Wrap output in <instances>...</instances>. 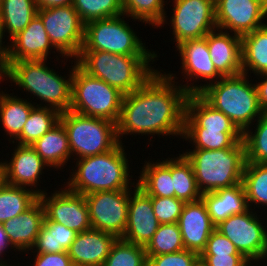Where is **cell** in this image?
Masks as SVG:
<instances>
[{
  "mask_svg": "<svg viewBox=\"0 0 267 266\" xmlns=\"http://www.w3.org/2000/svg\"><path fill=\"white\" fill-rule=\"evenodd\" d=\"M201 198L215 226L231 215L241 214L249 209L242 183L203 193Z\"/></svg>",
  "mask_w": 267,
  "mask_h": 266,
  "instance_id": "obj_25",
  "label": "cell"
},
{
  "mask_svg": "<svg viewBox=\"0 0 267 266\" xmlns=\"http://www.w3.org/2000/svg\"><path fill=\"white\" fill-rule=\"evenodd\" d=\"M11 264L9 263L8 264V262H6V263H4V264H0V266H10ZM11 266H14V265H11Z\"/></svg>",
  "mask_w": 267,
  "mask_h": 266,
  "instance_id": "obj_52",
  "label": "cell"
},
{
  "mask_svg": "<svg viewBox=\"0 0 267 266\" xmlns=\"http://www.w3.org/2000/svg\"><path fill=\"white\" fill-rule=\"evenodd\" d=\"M183 128L241 132L223 112L213 108L198 93L187 97Z\"/></svg>",
  "mask_w": 267,
  "mask_h": 266,
  "instance_id": "obj_24",
  "label": "cell"
},
{
  "mask_svg": "<svg viewBox=\"0 0 267 266\" xmlns=\"http://www.w3.org/2000/svg\"><path fill=\"white\" fill-rule=\"evenodd\" d=\"M133 190H130L127 226L121 238L146 246L160 223L154 214L151 196L147 195L137 184L134 185Z\"/></svg>",
  "mask_w": 267,
  "mask_h": 266,
  "instance_id": "obj_18",
  "label": "cell"
},
{
  "mask_svg": "<svg viewBox=\"0 0 267 266\" xmlns=\"http://www.w3.org/2000/svg\"><path fill=\"white\" fill-rule=\"evenodd\" d=\"M35 0H0V20L10 39L23 31L37 16Z\"/></svg>",
  "mask_w": 267,
  "mask_h": 266,
  "instance_id": "obj_31",
  "label": "cell"
},
{
  "mask_svg": "<svg viewBox=\"0 0 267 266\" xmlns=\"http://www.w3.org/2000/svg\"><path fill=\"white\" fill-rule=\"evenodd\" d=\"M151 202L160 224L178 223L184 201L176 197H151Z\"/></svg>",
  "mask_w": 267,
  "mask_h": 266,
  "instance_id": "obj_42",
  "label": "cell"
},
{
  "mask_svg": "<svg viewBox=\"0 0 267 266\" xmlns=\"http://www.w3.org/2000/svg\"><path fill=\"white\" fill-rule=\"evenodd\" d=\"M249 208L241 214H234L221 221L216 230L227 237L249 261H263L267 250V226H263L257 213ZM256 214V215H255Z\"/></svg>",
  "mask_w": 267,
  "mask_h": 266,
  "instance_id": "obj_11",
  "label": "cell"
},
{
  "mask_svg": "<svg viewBox=\"0 0 267 266\" xmlns=\"http://www.w3.org/2000/svg\"><path fill=\"white\" fill-rule=\"evenodd\" d=\"M45 211L38 199L30 208L19 216L2 223L10 245L14 251L29 252L43 226Z\"/></svg>",
  "mask_w": 267,
  "mask_h": 266,
  "instance_id": "obj_23",
  "label": "cell"
},
{
  "mask_svg": "<svg viewBox=\"0 0 267 266\" xmlns=\"http://www.w3.org/2000/svg\"><path fill=\"white\" fill-rule=\"evenodd\" d=\"M242 185L249 208L252 207L253 203L254 209L261 205L267 206V164L246 162Z\"/></svg>",
  "mask_w": 267,
  "mask_h": 266,
  "instance_id": "obj_36",
  "label": "cell"
},
{
  "mask_svg": "<svg viewBox=\"0 0 267 266\" xmlns=\"http://www.w3.org/2000/svg\"><path fill=\"white\" fill-rule=\"evenodd\" d=\"M266 258H267V250H266V253H265V256H264V259L266 261Z\"/></svg>",
  "mask_w": 267,
  "mask_h": 266,
  "instance_id": "obj_53",
  "label": "cell"
},
{
  "mask_svg": "<svg viewBox=\"0 0 267 266\" xmlns=\"http://www.w3.org/2000/svg\"><path fill=\"white\" fill-rule=\"evenodd\" d=\"M5 36V30L0 20V82L8 76L11 66L10 44L3 45L5 43V41L3 42Z\"/></svg>",
  "mask_w": 267,
  "mask_h": 266,
  "instance_id": "obj_47",
  "label": "cell"
},
{
  "mask_svg": "<svg viewBox=\"0 0 267 266\" xmlns=\"http://www.w3.org/2000/svg\"><path fill=\"white\" fill-rule=\"evenodd\" d=\"M262 76V77H261ZM257 78H263L260 82H256V89L258 92L259 104L263 112H267V73L256 76Z\"/></svg>",
  "mask_w": 267,
  "mask_h": 266,
  "instance_id": "obj_48",
  "label": "cell"
},
{
  "mask_svg": "<svg viewBox=\"0 0 267 266\" xmlns=\"http://www.w3.org/2000/svg\"><path fill=\"white\" fill-rule=\"evenodd\" d=\"M1 92L0 123L6 132V135H9V141L13 140L12 142H14V140L21 134L24 124L26 123L31 110L35 107V104L27 101V99L14 96L13 94L10 96L3 91Z\"/></svg>",
  "mask_w": 267,
  "mask_h": 266,
  "instance_id": "obj_29",
  "label": "cell"
},
{
  "mask_svg": "<svg viewBox=\"0 0 267 266\" xmlns=\"http://www.w3.org/2000/svg\"><path fill=\"white\" fill-rule=\"evenodd\" d=\"M191 162L200 192H213L242 183L246 163L244 141L221 150L193 149L183 152Z\"/></svg>",
  "mask_w": 267,
  "mask_h": 266,
  "instance_id": "obj_6",
  "label": "cell"
},
{
  "mask_svg": "<svg viewBox=\"0 0 267 266\" xmlns=\"http://www.w3.org/2000/svg\"><path fill=\"white\" fill-rule=\"evenodd\" d=\"M266 17L267 0H215L217 29L242 36L265 25Z\"/></svg>",
  "mask_w": 267,
  "mask_h": 266,
  "instance_id": "obj_14",
  "label": "cell"
},
{
  "mask_svg": "<svg viewBox=\"0 0 267 266\" xmlns=\"http://www.w3.org/2000/svg\"><path fill=\"white\" fill-rule=\"evenodd\" d=\"M145 246L117 238L103 266H147Z\"/></svg>",
  "mask_w": 267,
  "mask_h": 266,
  "instance_id": "obj_39",
  "label": "cell"
},
{
  "mask_svg": "<svg viewBox=\"0 0 267 266\" xmlns=\"http://www.w3.org/2000/svg\"><path fill=\"white\" fill-rule=\"evenodd\" d=\"M38 9H48L52 7L68 6L73 4V0H35Z\"/></svg>",
  "mask_w": 267,
  "mask_h": 266,
  "instance_id": "obj_49",
  "label": "cell"
},
{
  "mask_svg": "<svg viewBox=\"0 0 267 266\" xmlns=\"http://www.w3.org/2000/svg\"><path fill=\"white\" fill-rule=\"evenodd\" d=\"M46 63L47 59L11 62L6 78L11 81L10 83L13 82L24 91L30 92L31 96L32 94L34 97L37 96L36 99L46 104L44 107L55 109L60 113L67 112L72 101L74 66H71L67 78L59 76L58 72L50 69Z\"/></svg>",
  "mask_w": 267,
  "mask_h": 266,
  "instance_id": "obj_5",
  "label": "cell"
},
{
  "mask_svg": "<svg viewBox=\"0 0 267 266\" xmlns=\"http://www.w3.org/2000/svg\"><path fill=\"white\" fill-rule=\"evenodd\" d=\"M204 266H244L249 260L243 255H199Z\"/></svg>",
  "mask_w": 267,
  "mask_h": 266,
  "instance_id": "obj_45",
  "label": "cell"
},
{
  "mask_svg": "<svg viewBox=\"0 0 267 266\" xmlns=\"http://www.w3.org/2000/svg\"><path fill=\"white\" fill-rule=\"evenodd\" d=\"M256 123L254 132L247 129L243 133L246 162L267 164V112H263Z\"/></svg>",
  "mask_w": 267,
  "mask_h": 266,
  "instance_id": "obj_41",
  "label": "cell"
},
{
  "mask_svg": "<svg viewBox=\"0 0 267 266\" xmlns=\"http://www.w3.org/2000/svg\"><path fill=\"white\" fill-rule=\"evenodd\" d=\"M32 266H73L67 252L36 254Z\"/></svg>",
  "mask_w": 267,
  "mask_h": 266,
  "instance_id": "obj_46",
  "label": "cell"
},
{
  "mask_svg": "<svg viewBox=\"0 0 267 266\" xmlns=\"http://www.w3.org/2000/svg\"><path fill=\"white\" fill-rule=\"evenodd\" d=\"M126 16V17H124ZM128 16L94 20L85 24L81 51H106L128 56H155L124 20ZM144 44V45H143Z\"/></svg>",
  "mask_w": 267,
  "mask_h": 266,
  "instance_id": "obj_9",
  "label": "cell"
},
{
  "mask_svg": "<svg viewBox=\"0 0 267 266\" xmlns=\"http://www.w3.org/2000/svg\"><path fill=\"white\" fill-rule=\"evenodd\" d=\"M169 159V160H168ZM137 186L151 197H175L171 176V158L145 162L138 176Z\"/></svg>",
  "mask_w": 267,
  "mask_h": 266,
  "instance_id": "obj_27",
  "label": "cell"
},
{
  "mask_svg": "<svg viewBox=\"0 0 267 266\" xmlns=\"http://www.w3.org/2000/svg\"><path fill=\"white\" fill-rule=\"evenodd\" d=\"M176 47L181 56V74L183 73L182 76L185 75V78L183 79H186V81L188 79L186 84L180 85L189 94L199 93L206 85L217 82L222 78L211 60L207 40L205 37L183 41ZM198 79H201L202 82L203 80L206 81L207 84L194 85ZM208 80L209 83L207 82ZM189 81L195 82L188 83Z\"/></svg>",
  "mask_w": 267,
  "mask_h": 266,
  "instance_id": "obj_16",
  "label": "cell"
},
{
  "mask_svg": "<svg viewBox=\"0 0 267 266\" xmlns=\"http://www.w3.org/2000/svg\"><path fill=\"white\" fill-rule=\"evenodd\" d=\"M39 195L34 190L13 186L0 179V223H4L30 208Z\"/></svg>",
  "mask_w": 267,
  "mask_h": 266,
  "instance_id": "obj_32",
  "label": "cell"
},
{
  "mask_svg": "<svg viewBox=\"0 0 267 266\" xmlns=\"http://www.w3.org/2000/svg\"><path fill=\"white\" fill-rule=\"evenodd\" d=\"M184 249L178 223L160 224L152 239L145 246L147 256L170 254Z\"/></svg>",
  "mask_w": 267,
  "mask_h": 266,
  "instance_id": "obj_38",
  "label": "cell"
},
{
  "mask_svg": "<svg viewBox=\"0 0 267 266\" xmlns=\"http://www.w3.org/2000/svg\"><path fill=\"white\" fill-rule=\"evenodd\" d=\"M196 266H204L201 262H199Z\"/></svg>",
  "mask_w": 267,
  "mask_h": 266,
  "instance_id": "obj_54",
  "label": "cell"
},
{
  "mask_svg": "<svg viewBox=\"0 0 267 266\" xmlns=\"http://www.w3.org/2000/svg\"><path fill=\"white\" fill-rule=\"evenodd\" d=\"M170 18L176 46L190 39L205 37L217 28L215 0H173Z\"/></svg>",
  "mask_w": 267,
  "mask_h": 266,
  "instance_id": "obj_12",
  "label": "cell"
},
{
  "mask_svg": "<svg viewBox=\"0 0 267 266\" xmlns=\"http://www.w3.org/2000/svg\"><path fill=\"white\" fill-rule=\"evenodd\" d=\"M164 0H122L123 12L138 22L151 24L155 28L167 24Z\"/></svg>",
  "mask_w": 267,
  "mask_h": 266,
  "instance_id": "obj_37",
  "label": "cell"
},
{
  "mask_svg": "<svg viewBox=\"0 0 267 266\" xmlns=\"http://www.w3.org/2000/svg\"><path fill=\"white\" fill-rule=\"evenodd\" d=\"M147 266H196L200 262L199 254L184 249L179 252L147 256Z\"/></svg>",
  "mask_w": 267,
  "mask_h": 266,
  "instance_id": "obj_43",
  "label": "cell"
},
{
  "mask_svg": "<svg viewBox=\"0 0 267 266\" xmlns=\"http://www.w3.org/2000/svg\"><path fill=\"white\" fill-rule=\"evenodd\" d=\"M245 73L222 77L206 85L198 94L213 108L223 112L244 133L263 114L256 85ZM250 82V83H249Z\"/></svg>",
  "mask_w": 267,
  "mask_h": 266,
  "instance_id": "obj_4",
  "label": "cell"
},
{
  "mask_svg": "<svg viewBox=\"0 0 267 266\" xmlns=\"http://www.w3.org/2000/svg\"><path fill=\"white\" fill-rule=\"evenodd\" d=\"M84 197L92 228L121 238L128 221L130 190L97 191Z\"/></svg>",
  "mask_w": 267,
  "mask_h": 266,
  "instance_id": "obj_13",
  "label": "cell"
},
{
  "mask_svg": "<svg viewBox=\"0 0 267 266\" xmlns=\"http://www.w3.org/2000/svg\"><path fill=\"white\" fill-rule=\"evenodd\" d=\"M117 237L91 228L77 233L67 250L73 266H103Z\"/></svg>",
  "mask_w": 267,
  "mask_h": 266,
  "instance_id": "obj_20",
  "label": "cell"
},
{
  "mask_svg": "<svg viewBox=\"0 0 267 266\" xmlns=\"http://www.w3.org/2000/svg\"><path fill=\"white\" fill-rule=\"evenodd\" d=\"M123 144L119 142L105 153L76 160L77 168L70 172V179L64 186L71 192L83 195L97 191L132 189L136 182L132 183L129 160Z\"/></svg>",
  "mask_w": 267,
  "mask_h": 266,
  "instance_id": "obj_2",
  "label": "cell"
},
{
  "mask_svg": "<svg viewBox=\"0 0 267 266\" xmlns=\"http://www.w3.org/2000/svg\"><path fill=\"white\" fill-rule=\"evenodd\" d=\"M242 73H267V23L241 36Z\"/></svg>",
  "mask_w": 267,
  "mask_h": 266,
  "instance_id": "obj_28",
  "label": "cell"
},
{
  "mask_svg": "<svg viewBox=\"0 0 267 266\" xmlns=\"http://www.w3.org/2000/svg\"><path fill=\"white\" fill-rule=\"evenodd\" d=\"M77 233L67 226L48 220L43 221L36 241L30 251L36 254L67 252ZM35 250V251H34Z\"/></svg>",
  "mask_w": 267,
  "mask_h": 266,
  "instance_id": "obj_30",
  "label": "cell"
},
{
  "mask_svg": "<svg viewBox=\"0 0 267 266\" xmlns=\"http://www.w3.org/2000/svg\"><path fill=\"white\" fill-rule=\"evenodd\" d=\"M171 176L177 199L184 202L201 199L202 193L198 189L193 166L183 153L171 158Z\"/></svg>",
  "mask_w": 267,
  "mask_h": 266,
  "instance_id": "obj_34",
  "label": "cell"
},
{
  "mask_svg": "<svg viewBox=\"0 0 267 266\" xmlns=\"http://www.w3.org/2000/svg\"><path fill=\"white\" fill-rule=\"evenodd\" d=\"M178 225L184 248L199 255L205 249L210 234L216 229L202 198L193 202H185Z\"/></svg>",
  "mask_w": 267,
  "mask_h": 266,
  "instance_id": "obj_19",
  "label": "cell"
},
{
  "mask_svg": "<svg viewBox=\"0 0 267 266\" xmlns=\"http://www.w3.org/2000/svg\"><path fill=\"white\" fill-rule=\"evenodd\" d=\"M42 160L49 166L63 169L71 159L68 135L61 122L31 145Z\"/></svg>",
  "mask_w": 267,
  "mask_h": 266,
  "instance_id": "obj_26",
  "label": "cell"
},
{
  "mask_svg": "<svg viewBox=\"0 0 267 266\" xmlns=\"http://www.w3.org/2000/svg\"><path fill=\"white\" fill-rule=\"evenodd\" d=\"M251 264H253V261H252V263H251V261H248L244 266H254V265H251Z\"/></svg>",
  "mask_w": 267,
  "mask_h": 266,
  "instance_id": "obj_51",
  "label": "cell"
},
{
  "mask_svg": "<svg viewBox=\"0 0 267 266\" xmlns=\"http://www.w3.org/2000/svg\"><path fill=\"white\" fill-rule=\"evenodd\" d=\"M37 15L60 57L77 59L83 46L85 24L73 5L38 9Z\"/></svg>",
  "mask_w": 267,
  "mask_h": 266,
  "instance_id": "obj_10",
  "label": "cell"
},
{
  "mask_svg": "<svg viewBox=\"0 0 267 266\" xmlns=\"http://www.w3.org/2000/svg\"><path fill=\"white\" fill-rule=\"evenodd\" d=\"M13 156L9 161L0 162L1 179L10 185L18 187H36V194L41 195L45 190L37 188L43 170L49 166L36 153L30 145L16 144ZM38 189V190H37Z\"/></svg>",
  "mask_w": 267,
  "mask_h": 266,
  "instance_id": "obj_17",
  "label": "cell"
},
{
  "mask_svg": "<svg viewBox=\"0 0 267 266\" xmlns=\"http://www.w3.org/2000/svg\"><path fill=\"white\" fill-rule=\"evenodd\" d=\"M192 142L194 149L221 150L233 147L243 141L242 132H221V130H206L205 128H183L182 137Z\"/></svg>",
  "mask_w": 267,
  "mask_h": 266,
  "instance_id": "obj_35",
  "label": "cell"
},
{
  "mask_svg": "<svg viewBox=\"0 0 267 266\" xmlns=\"http://www.w3.org/2000/svg\"><path fill=\"white\" fill-rule=\"evenodd\" d=\"M9 40L11 41V62L47 59L51 49H55L47 35L43 21L38 15L30 21L23 31Z\"/></svg>",
  "mask_w": 267,
  "mask_h": 266,
  "instance_id": "obj_22",
  "label": "cell"
},
{
  "mask_svg": "<svg viewBox=\"0 0 267 266\" xmlns=\"http://www.w3.org/2000/svg\"><path fill=\"white\" fill-rule=\"evenodd\" d=\"M9 248L13 249V247L10 245L7 234L5 233L2 224L0 223V256L2 257V255H4L3 253ZM1 257H0V264L6 263V261H3L5 259Z\"/></svg>",
  "mask_w": 267,
  "mask_h": 266,
  "instance_id": "obj_50",
  "label": "cell"
},
{
  "mask_svg": "<svg viewBox=\"0 0 267 266\" xmlns=\"http://www.w3.org/2000/svg\"><path fill=\"white\" fill-rule=\"evenodd\" d=\"M61 113L37 104L31 110L21 134L15 139L19 145H33L40 137L60 122ZM18 141V142H17Z\"/></svg>",
  "mask_w": 267,
  "mask_h": 266,
  "instance_id": "obj_33",
  "label": "cell"
},
{
  "mask_svg": "<svg viewBox=\"0 0 267 266\" xmlns=\"http://www.w3.org/2000/svg\"><path fill=\"white\" fill-rule=\"evenodd\" d=\"M205 38L211 60L222 77L242 73L241 36L216 28Z\"/></svg>",
  "mask_w": 267,
  "mask_h": 266,
  "instance_id": "obj_21",
  "label": "cell"
},
{
  "mask_svg": "<svg viewBox=\"0 0 267 266\" xmlns=\"http://www.w3.org/2000/svg\"><path fill=\"white\" fill-rule=\"evenodd\" d=\"M64 188L59 191L56 189L52 195H47V192L39 195L45 217L50 221L67 226L76 233L91 229L89 209L84 195Z\"/></svg>",
  "mask_w": 267,
  "mask_h": 266,
  "instance_id": "obj_15",
  "label": "cell"
},
{
  "mask_svg": "<svg viewBox=\"0 0 267 266\" xmlns=\"http://www.w3.org/2000/svg\"><path fill=\"white\" fill-rule=\"evenodd\" d=\"M71 111L118 122L124 94L84 72L74 59Z\"/></svg>",
  "mask_w": 267,
  "mask_h": 266,
  "instance_id": "obj_7",
  "label": "cell"
},
{
  "mask_svg": "<svg viewBox=\"0 0 267 266\" xmlns=\"http://www.w3.org/2000/svg\"><path fill=\"white\" fill-rule=\"evenodd\" d=\"M72 5L84 24L124 14L122 0H73Z\"/></svg>",
  "mask_w": 267,
  "mask_h": 266,
  "instance_id": "obj_40",
  "label": "cell"
},
{
  "mask_svg": "<svg viewBox=\"0 0 267 266\" xmlns=\"http://www.w3.org/2000/svg\"><path fill=\"white\" fill-rule=\"evenodd\" d=\"M200 255H242L234 244L216 229L210 234Z\"/></svg>",
  "mask_w": 267,
  "mask_h": 266,
  "instance_id": "obj_44",
  "label": "cell"
},
{
  "mask_svg": "<svg viewBox=\"0 0 267 266\" xmlns=\"http://www.w3.org/2000/svg\"><path fill=\"white\" fill-rule=\"evenodd\" d=\"M155 58L106 51H81L76 62L88 75L103 80L125 95L135 91L157 70L150 63Z\"/></svg>",
  "mask_w": 267,
  "mask_h": 266,
  "instance_id": "obj_3",
  "label": "cell"
},
{
  "mask_svg": "<svg viewBox=\"0 0 267 266\" xmlns=\"http://www.w3.org/2000/svg\"><path fill=\"white\" fill-rule=\"evenodd\" d=\"M174 76L156 70L135 91L123 96L116 124L120 143L129 134L182 137L189 93Z\"/></svg>",
  "mask_w": 267,
  "mask_h": 266,
  "instance_id": "obj_1",
  "label": "cell"
},
{
  "mask_svg": "<svg viewBox=\"0 0 267 266\" xmlns=\"http://www.w3.org/2000/svg\"><path fill=\"white\" fill-rule=\"evenodd\" d=\"M60 122L68 135L71 156L76 157L73 160L105 153L119 143L116 123L107 119L68 110L61 113Z\"/></svg>",
  "mask_w": 267,
  "mask_h": 266,
  "instance_id": "obj_8",
  "label": "cell"
}]
</instances>
